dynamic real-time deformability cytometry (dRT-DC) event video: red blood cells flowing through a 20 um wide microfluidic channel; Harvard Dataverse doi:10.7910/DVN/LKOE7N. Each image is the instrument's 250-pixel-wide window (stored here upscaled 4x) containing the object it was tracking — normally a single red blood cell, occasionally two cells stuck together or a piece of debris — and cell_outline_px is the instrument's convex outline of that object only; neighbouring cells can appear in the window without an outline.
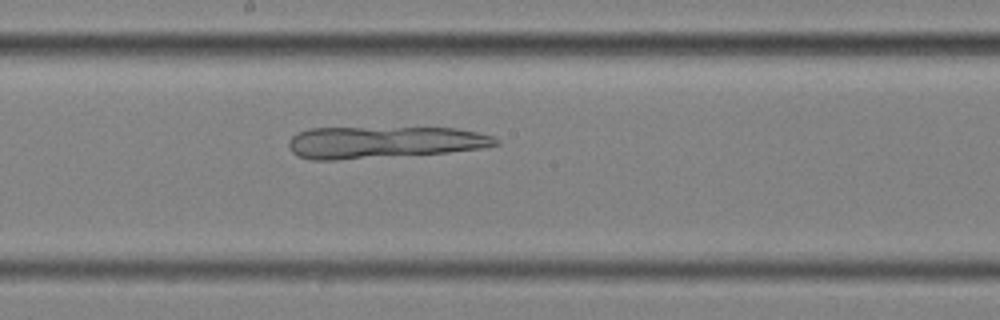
{"species": "common noctule bat (a hibernating species)", "species_latin": "Nyctalus noctula", "temperature_condition": "cold", "stored_images_in_passage": 41, "camera_frame_rate_fps": 3000, "um_per_image_px": 0.085, "animal": {"sex": "female", "body_mass_g": 25.1}, "frame": {"image": 1, "passage_image": 19, "time_ms": 6.0, "image_size_px": [1000, 320], "cell_outline_px": [[500, 144], [480, 148], [448, 152], [336, 160], [312, 160], [296, 156], [288, 148], [288, 140], [296, 132], [308, 128], [456, 128], [476, 132], [492, 136], [500, 140]], "centroid_in_image_um": [32.55, 12.09], "position_along_channel_um": 215.6, "area_um2": 38.55}}
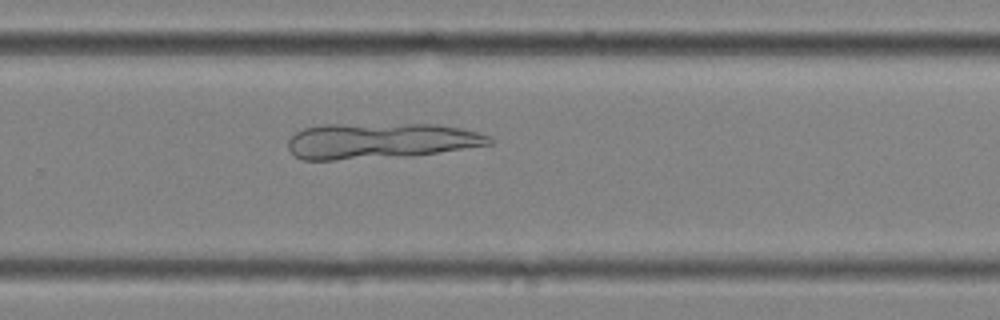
{"frame": {"image": 2, "passage_image": 26, "time_ms": 8.333, "image_size_px": [1000, 320], "cell_outline_px": [[492, 144], [412, 156], [336, 160], [304, 160], [296, 156], [288, 148], [288, 140], [296, 132], [304, 128], [320, 124], [436, 124], [460, 128], [492, 136]], "centroid_in_image_um": [32.32, 11.97], "position_along_channel_um": 297.5, "area_um2": 42.14}}